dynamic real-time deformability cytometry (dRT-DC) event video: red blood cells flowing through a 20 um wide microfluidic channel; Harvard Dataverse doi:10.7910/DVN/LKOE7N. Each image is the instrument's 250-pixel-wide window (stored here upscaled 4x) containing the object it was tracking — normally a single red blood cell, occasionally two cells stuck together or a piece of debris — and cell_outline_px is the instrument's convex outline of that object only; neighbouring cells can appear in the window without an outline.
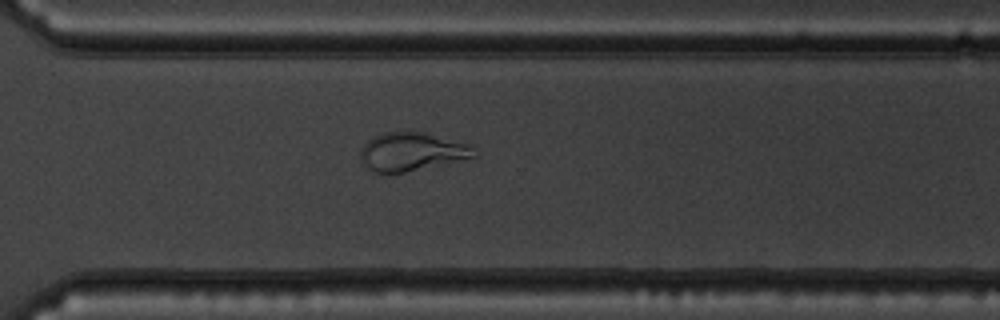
{"species": "common noctule bat (a hibernating species)", "species_latin": "Nyctalus noctula", "temperature_condition": "warm", "stored_images_in_passage": 49, "camera_frame_rate_fps": 3000, "um_per_image_px": 0.085, "animal": {"sex": "male", "body_mass_g": 19.5, "forearm_length_mm": 54.6}, "frame": {"image": 1, "passage_image": 40, "time_ms": 13.0, "image_size_px": [1000, 320], "cell_outline_px": [[476, 156], [404, 172], [376, 172], [368, 168], [360, 156], [360, 148], [372, 136], [384, 132], [424, 132], [472, 144]], "centroid_in_image_um": [34.99, 12.86], "position_along_channel_um": 335.6, "area_um2": 25.03}}
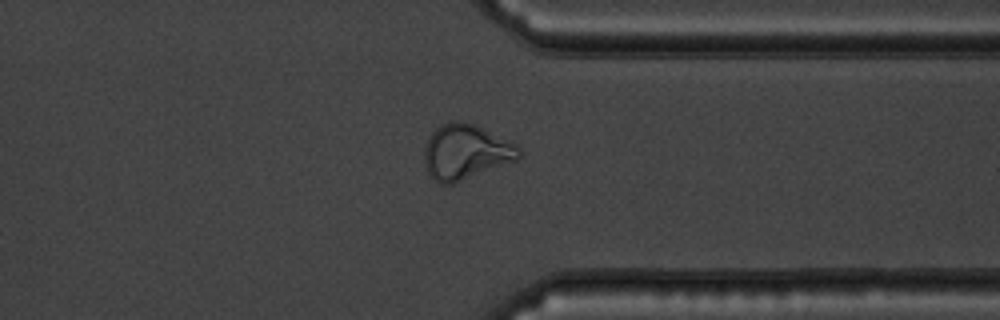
{"frame": {"image": 2, "passage_image": 43, "time_ms": 14.0, "image_size_px": [1000, 320], "cell_outline_px": [[520, 156], [516, 160], [452, 184], [440, 184], [428, 172], [424, 164], [424, 148], [432, 132], [436, 128], [444, 124], [456, 120], [460, 120], [472, 124], [516, 144], [520, 148]], "centroid_in_image_um": [39.56, 12.92], "position_along_channel_um": 371.8, "area_um2": 29.77}}
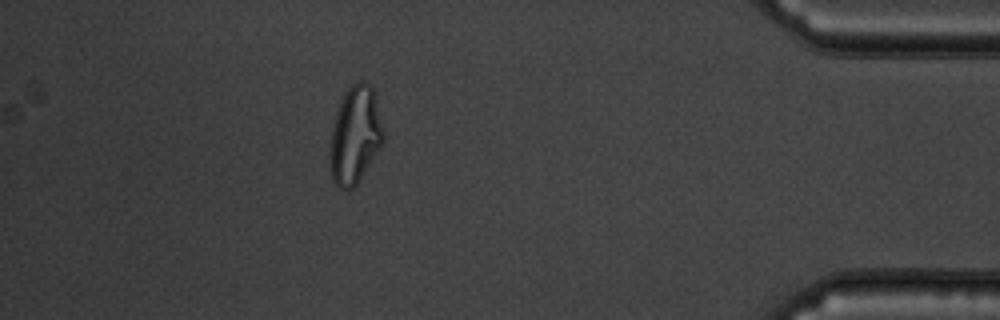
{"frame": {"image": 3, "passage_image": 49, "time_ms": 16.0, "image_size_px": [1000, 320], "cell_outline_px": [[384, 144], [356, 184], [348, 192], [340, 188], [332, 180], [328, 152], [332, 128], [340, 104], [348, 88], [356, 80], [364, 80], [372, 84], [376, 96], [384, 128]], "centroid_in_image_um": [30.21, 11.48], "position_along_channel_um": 405.0, "area_um2": 30.87}, "authors_computed_cell_mechanics": {"area_um2": 29.5358, "velocity_mm_per_s": 3.7324, "shape_relaxation_time_tau1_ms": null, "shape_relaxation_time_tau2_ms": 0.8051, "deformation_change_tau1": null, "deformation_change_tau2": 0.0834}}